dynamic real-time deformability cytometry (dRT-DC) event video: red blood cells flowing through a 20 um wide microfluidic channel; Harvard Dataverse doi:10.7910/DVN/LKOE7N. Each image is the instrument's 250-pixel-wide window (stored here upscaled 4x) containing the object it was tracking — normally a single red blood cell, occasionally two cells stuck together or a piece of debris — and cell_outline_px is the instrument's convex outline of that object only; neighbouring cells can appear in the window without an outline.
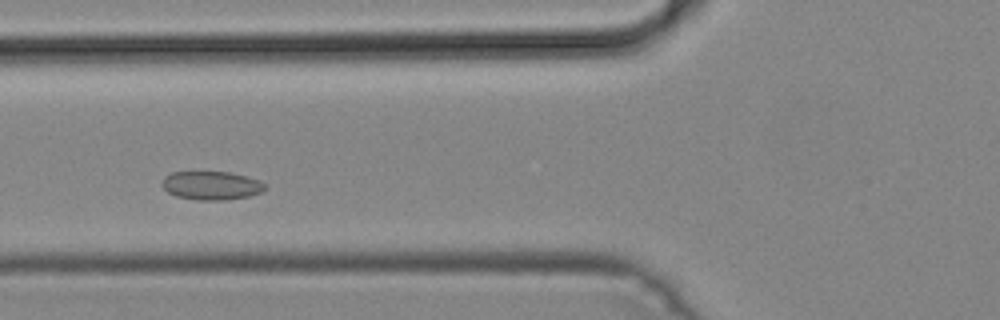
{"species": "common noctule bat (a hibernating species)", "species_latin": "Nyctalus noctula", "temperature_condition": "cold", "stored_images_in_passage": 27, "camera_frame_rate_fps": 3000, "um_per_image_px": 0.085, "animal": {"sex": "male", "body_mass_g": 19.2, "forearm_length_mm": 51.8}, "frame": {"image": 1, "passage_image": 9, "time_ms": 2.667, "image_size_px": [1000, 320], "cell_outline_px": [[268, 188], [260, 192], [248, 196], [228, 200], [196, 200], [176, 196], [168, 192], [160, 184], [164, 176], [172, 172], [232, 172], [248, 176], [260, 180]], "centroid_in_image_um": [17.97, 15.76], "position_along_channel_um": 107.8, "area_um2": 17.34}}
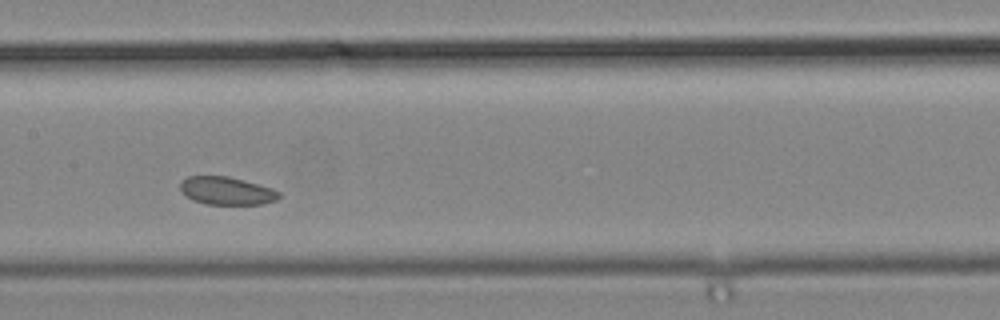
{"frame": {"image": 2, "passage_image": 15, "time_ms": 4.667, "image_size_px": [1000, 320], "cell_outline_px": [[280, 196], [276, 200], [260, 204], [204, 204], [192, 200], [184, 196], [180, 192], [180, 180], [188, 176], [228, 176], [244, 180], [272, 188], [280, 192]], "centroid_in_image_um": [19.2, 16.21], "position_along_channel_um": 188.2, "area_um2": 16.24}}
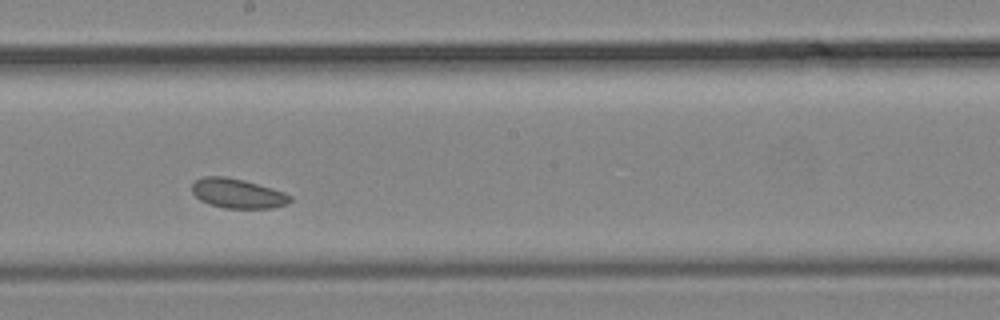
{"frame": {"image": 3, "passage_image": 18, "time_ms": 5.667, "image_size_px": [1000, 320], "cell_outline_px": [[292, 200], [288, 204], [272, 208], [224, 208], [208, 204], [200, 200], [192, 192], [192, 184], [196, 180], [204, 176], [224, 176], [244, 180], [284, 192], [292, 196]], "centroid_in_image_um": [20.2, 16.45], "position_along_channel_um": 228.0, "area_um2": 16.94}}